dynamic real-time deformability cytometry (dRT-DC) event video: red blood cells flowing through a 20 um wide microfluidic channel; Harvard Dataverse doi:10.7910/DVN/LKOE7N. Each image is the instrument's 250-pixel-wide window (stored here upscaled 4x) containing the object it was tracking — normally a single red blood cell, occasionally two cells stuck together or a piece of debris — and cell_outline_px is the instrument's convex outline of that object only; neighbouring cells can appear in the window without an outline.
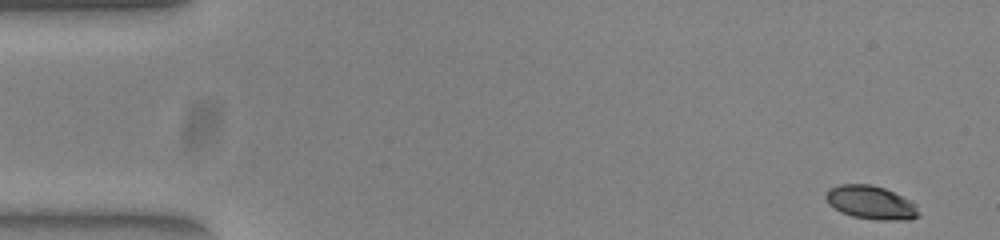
{"species": "common noctule bat (a hibernating species)", "species_latin": "Nyctalus noctula", "temperature_condition": "warm", "stored_images_in_passage": 51, "camera_frame_rate_fps": 3000, "um_per_image_px": 0.085, "animal": {"sex": "female", "body_mass_g": 23.0, "forearm_length_mm": 53.4}, "frame": {"image": 1, "passage_image": 1, "time_ms": 0.0, "image_size_px": [1000, 240], "cell_outline_px": [[920, 216], [908, 220], [880, 220], [852, 216], [840, 212], [828, 204], [824, 196], [828, 188], [840, 184], [872, 184], [884, 188], [916, 204]], "centroid_in_image_um": [73.99, 17.21], "position_along_channel_um": 11.0, "area_um2": 18.15}}
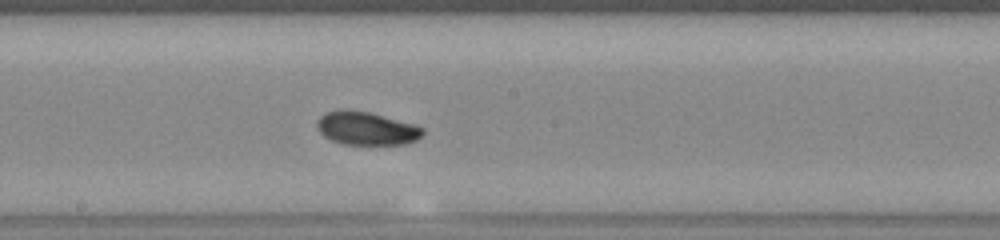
{"frame": {"image": 2, "passage_image": 27, "time_ms": 8.667, "image_size_px": [1000, 240], "cell_outline_px": [[424, 132], [416, 140], [404, 144], [344, 144], [332, 140], [324, 136], [320, 132], [316, 124], [320, 116], [328, 112], [340, 108], [344, 108], [368, 112], [412, 124], [424, 128]], "centroid_in_image_um": [31.11, 10.9], "position_along_channel_um": 217.1, "area_um2": 20.23}}
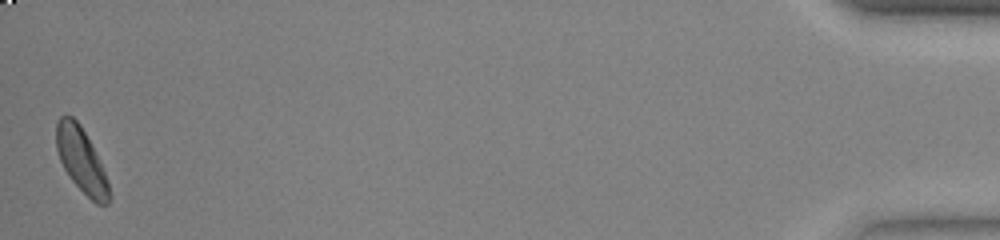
{"frame": {"image": 3, "passage_image": 51, "time_ms": 16.667, "image_size_px": [1000, 240], "cell_outline_px": [[112, 196], [108, 204], [96, 204], [72, 180], [64, 168], [60, 160], [56, 148], [56, 124], [60, 116], [72, 116], [80, 124], [104, 172]], "centroid_in_image_um": [6.9, 13.63], "position_along_channel_um": 428.3, "area_um2": 19.25}, "authors_computed_cell_mechanics": {"area_um2": 19.8832, "velocity_mm_per_s": 3.8664, "shape_relaxation_time_tau1_ms": 3.6836, "shape_relaxation_time_tau2_ms": null, "deformation_change_tau1": 0.1224, "deformation_change_tau2": null}}